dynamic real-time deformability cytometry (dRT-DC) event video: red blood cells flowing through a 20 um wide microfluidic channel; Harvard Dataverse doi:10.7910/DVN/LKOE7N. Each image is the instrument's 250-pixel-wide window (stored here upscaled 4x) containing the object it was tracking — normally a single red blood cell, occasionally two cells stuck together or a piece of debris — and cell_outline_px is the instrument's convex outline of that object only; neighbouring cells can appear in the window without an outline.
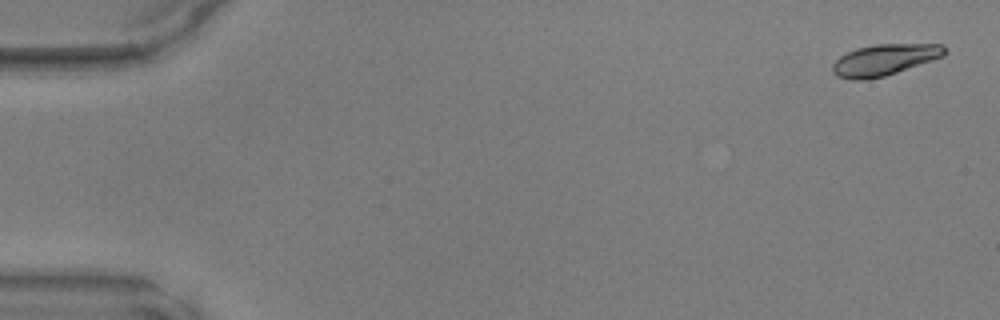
{"species": "common noctule bat (a hibernating species)", "species_latin": "Nyctalus noctula", "temperature_condition": "warm", "stored_images_in_passage": 47, "camera_frame_rate_fps": 3000, "um_per_image_px": 0.085, "animal": {"sex": "male", "body_mass_g": 17.9, "forearm_length_mm": 54.2}, "frame": {"image": 1, "passage_image": 2, "time_ms": 0.333, "image_size_px": [1000, 320], "cell_outline_px": [[944, 56], [884, 76], [860, 80], [852, 80], [836, 76], [832, 72], [832, 64], [840, 56], [856, 48], [876, 44], [940, 44], [944, 48]], "centroid_in_image_um": [75.12, 5.08], "position_along_channel_um": 9.9, "area_um2": 20.11}}
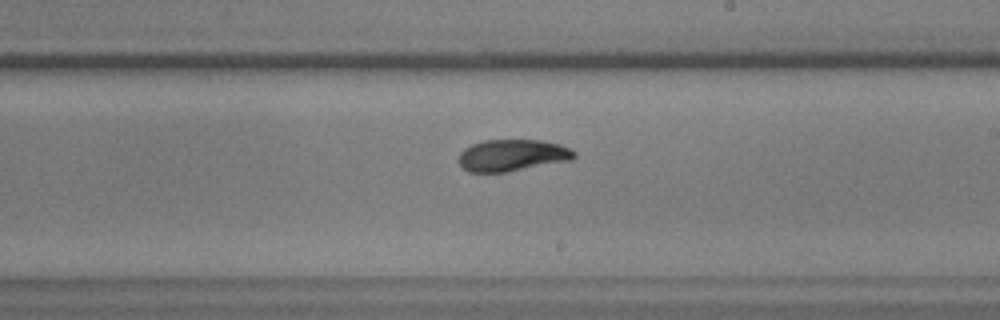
{"frame": {"image": 2, "passage_image": 29, "time_ms": 9.333, "image_size_px": [1000, 320], "cell_outline_px": [[576, 156], [572, 160], [508, 172], [468, 172], [460, 164], [460, 152], [464, 148], [472, 144], [484, 140], [540, 140], [560, 144], [576, 152]], "centroid_in_image_um": [43.56, 13.2], "position_along_channel_um": 245.4, "area_um2": 21.39}}
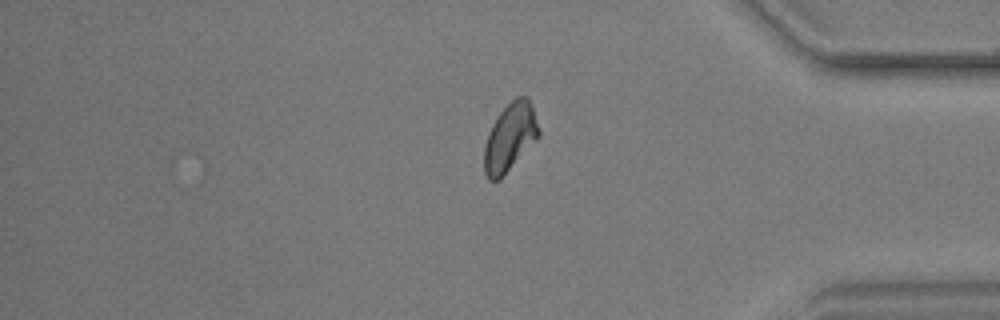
{"frame": {"image": 3, "passage_image": 41, "time_ms": 13.333, "image_size_px": [1000, 320], "cell_outline_px": [[540, 136], [500, 180], [488, 180], [484, 172], [484, 148], [488, 132], [492, 124], [500, 112], [516, 96], [528, 96], [540, 128]], "centroid_in_image_um": [43.35, 11.68], "position_along_channel_um": 391.8, "area_um2": 21.73}}